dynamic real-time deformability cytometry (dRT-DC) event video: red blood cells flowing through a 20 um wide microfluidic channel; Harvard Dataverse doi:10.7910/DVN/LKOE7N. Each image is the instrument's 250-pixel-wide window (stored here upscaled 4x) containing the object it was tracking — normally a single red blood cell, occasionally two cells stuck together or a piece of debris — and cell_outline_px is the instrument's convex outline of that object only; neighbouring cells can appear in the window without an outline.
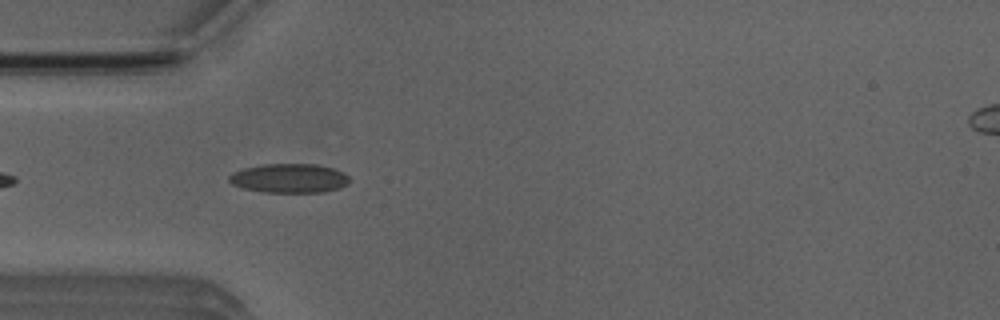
{"species": "Egyptian fruit bat (a non-hibernating species)", "species_latin": "Rousettus aegyptiacus", "temperature_condition": "room temperature", "stored_images_in_passage": 5, "camera_frame_rate_fps": 3000, "um_per_image_px": 0.085, "animal": {"sex": "male"}, "frame": {"image": 1, "passage_image": 4, "time_ms": 3.667, "image_size_px": [1000, 320], "cell_outline_px": [[348, 184], [340, 188], [324, 192], [264, 192], [244, 188], [232, 184], [228, 180], [228, 176], [232, 172], [244, 168], [264, 164], [316, 164], [332, 168], [344, 172], [348, 176]], "centroid_in_image_um": [24.59, 15.15], "position_along_channel_um": 60.4, "area_um2": 20.46}}